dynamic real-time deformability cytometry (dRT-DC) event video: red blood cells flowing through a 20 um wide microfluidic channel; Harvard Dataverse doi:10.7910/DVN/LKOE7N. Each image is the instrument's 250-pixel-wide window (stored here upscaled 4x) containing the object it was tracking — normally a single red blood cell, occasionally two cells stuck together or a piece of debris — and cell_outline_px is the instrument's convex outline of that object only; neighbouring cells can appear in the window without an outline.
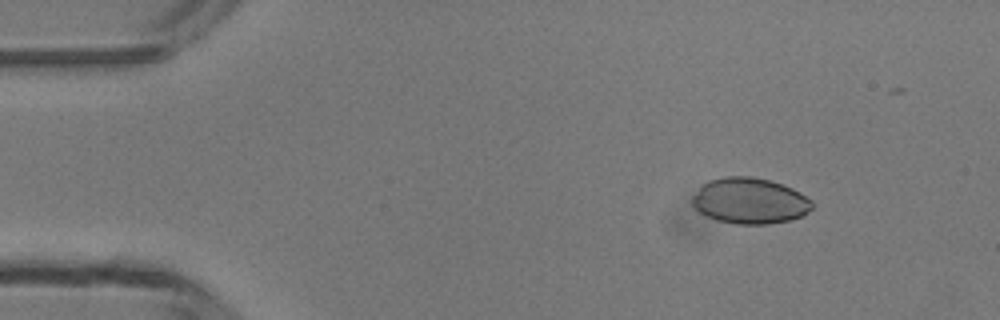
{"species": "common noctule bat (a hibernating species)", "species_latin": "Nyctalus noctula", "temperature_condition": "room temperature", "stored_images_in_passage": 41, "camera_frame_rate_fps": 3000, "um_per_image_px": 0.085, "animal": {"sex": "male", "body_mass_g": 13.3}, "frame": {"image": 1, "passage_image": 6, "time_ms": 1.667, "image_size_px": [1000, 320], "cell_outline_px": [[812, 208], [808, 212], [792, 220], [768, 224], [736, 224], [716, 220], [700, 212], [692, 204], [692, 196], [708, 180], [724, 176], [752, 176], [768, 180], [792, 188], [800, 192], [812, 200]], "centroid_in_image_um": [63.74, 17.07], "position_along_channel_um": 21.3, "area_um2": 32.02}}
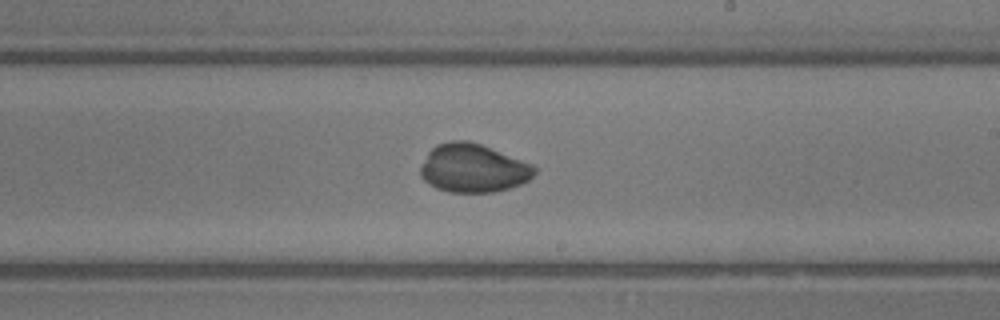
{"frame": {"image": 2, "passage_image": 28, "time_ms": 9.0, "image_size_px": [1000, 320], "cell_outline_px": [[540, 168], [528, 180], [520, 184], [496, 192], [448, 192], [436, 188], [428, 184], [420, 176], [420, 168], [428, 152], [436, 144], [452, 140], [468, 140], [480, 144], [532, 164]], "centroid_in_image_um": [40.2, 14.3], "position_along_channel_um": 248.8, "area_um2": 32.25}}
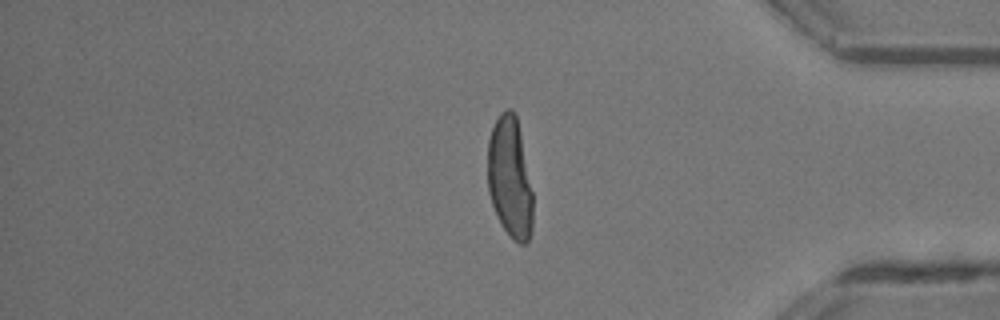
{"frame": {"image": 3, "passage_image": 40, "time_ms": 13.0, "image_size_px": [1000, 320], "cell_outline_px": [[532, 232], [528, 244], [520, 244], [512, 240], [496, 216], [488, 192], [488, 140], [492, 128], [500, 112], [508, 108], [516, 116], [532, 192]], "centroid_in_image_um": [43.33, 15.18], "position_along_channel_um": 391.9, "area_um2": 31.67}}